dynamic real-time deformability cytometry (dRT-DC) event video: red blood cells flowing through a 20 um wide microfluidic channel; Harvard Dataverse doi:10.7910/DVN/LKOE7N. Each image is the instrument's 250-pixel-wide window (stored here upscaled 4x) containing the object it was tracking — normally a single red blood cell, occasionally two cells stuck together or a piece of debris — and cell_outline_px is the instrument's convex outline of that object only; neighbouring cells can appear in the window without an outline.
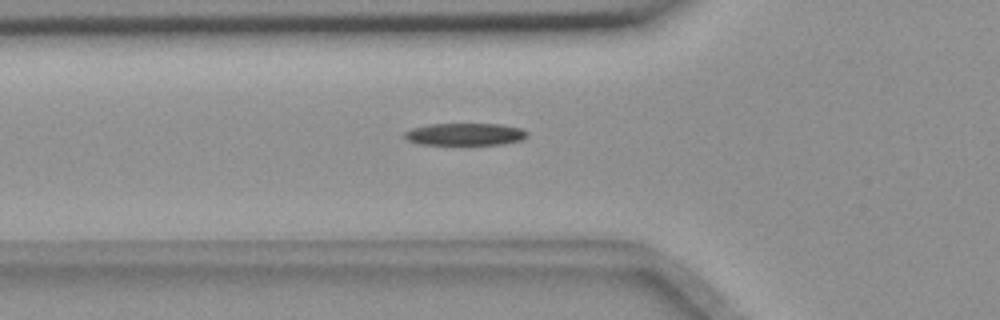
{"species": "common noctule bat (a hibernating species)", "species_latin": "Nyctalus noctula", "temperature_condition": "room temperature", "stored_images_in_passage": 23, "camera_frame_rate_fps": 3000, "um_per_image_px": 0.085, "animal": {"sex": "female", "body_mass_g": 18.4}, "frame": {"image": 1, "passage_image": 3, "time_ms": 0.667, "image_size_px": [1000, 320], "cell_outline_px": [[528, 136], [524, 140], [500, 144], [420, 144], [408, 140], [404, 136], [404, 132], [412, 128], [428, 124], [500, 124], [520, 128], [528, 132]], "centroid_in_image_um": [39.55, 11.4], "position_along_channel_um": 86.2, "area_um2": 15.84}}
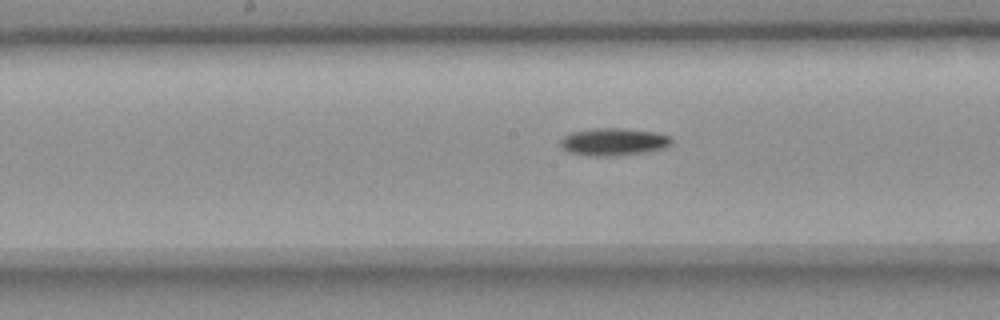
{"frame": {"image": 2, "passage_image": 12, "time_ms": 3.667, "image_size_px": [1000, 320], "cell_outline_px": [[672, 144], [664, 148], [644, 152], [612, 156], [592, 156], [568, 152], [560, 144], [560, 140], [564, 136], [572, 132], [592, 128], [620, 128], [656, 132], [668, 136], [672, 140]], "centroid_in_image_um": [52.14, 12.05], "position_along_channel_um": 196.1, "area_um2": 17.69}}
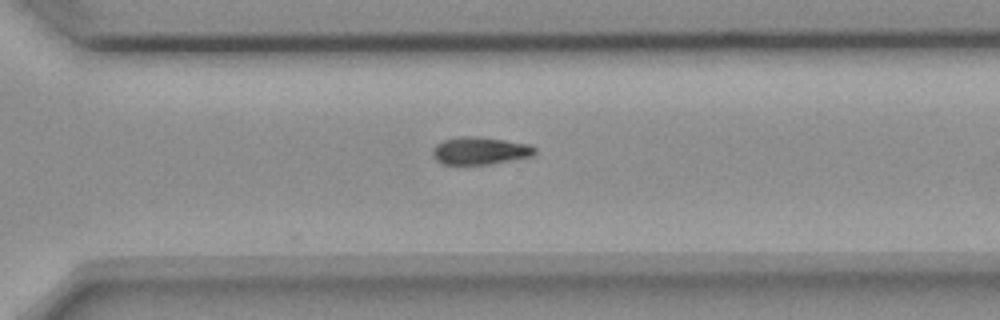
{"frame": {"image": 3, "passage_image": 23, "time_ms": 7.333, "image_size_px": [1000, 320], "cell_outline_px": [[536, 152], [532, 156], [492, 164], [444, 164], [436, 160], [432, 152], [432, 148], [436, 144], [444, 140], [456, 136], [476, 136], [532, 144], [536, 148]], "centroid_in_image_um": [40.81, 12.8], "position_along_channel_um": 329.8, "area_um2": 16.53}}